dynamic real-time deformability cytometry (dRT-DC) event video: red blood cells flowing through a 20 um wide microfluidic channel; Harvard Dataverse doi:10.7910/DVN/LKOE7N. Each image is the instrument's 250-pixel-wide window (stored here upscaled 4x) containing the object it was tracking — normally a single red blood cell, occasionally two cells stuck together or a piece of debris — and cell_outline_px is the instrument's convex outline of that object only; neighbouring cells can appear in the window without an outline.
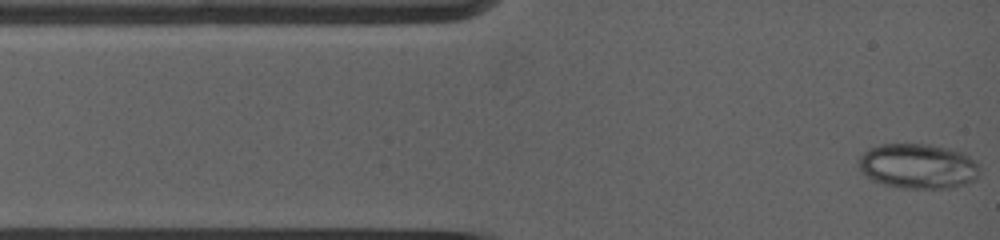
{"species": "common noctule bat (a hibernating species)", "species_latin": "Nyctalus noctula", "temperature_condition": "warm", "stored_images_in_passage": 70, "camera_frame_rate_fps": 5000, "um_per_image_px": 0.085, "animal": {"sex": "female", "body_mass_g": 19.0, "forearm_length_mm": 53.3}, "frame": {"image": 1, "passage_image": 1, "time_ms": 0.0, "image_size_px": [1000, 240], "cell_outline_px": [[980, 168], [976, 176], [972, 180], [964, 184], [948, 188], [904, 188], [884, 184], [872, 180], [860, 172], [860, 156], [868, 148], [880, 144], [932, 144], [964, 152], [980, 164]], "centroid_in_image_um": [78.03, 14.11], "position_along_channel_um": 7.0, "area_um2": 31.79}}
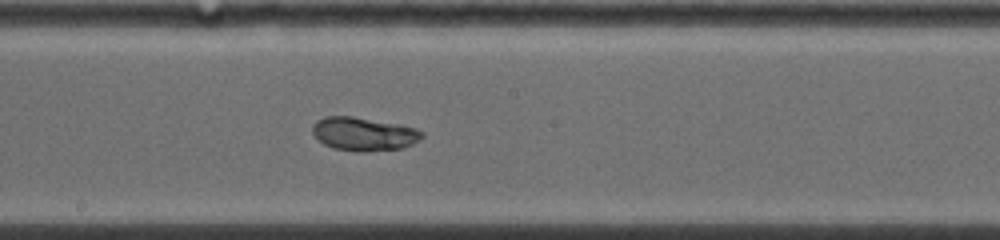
{"frame": {"image": 2, "passage_image": 32, "time_ms": 6.6, "image_size_px": [1000, 240], "cell_outline_px": [[424, 136], [420, 140], [412, 144], [400, 148], [364, 152], [360, 152], [332, 148], [324, 144], [312, 132], [312, 124], [316, 120], [324, 116], [352, 116], [396, 124], [416, 128], [424, 132]], "centroid_in_image_um": [30.91, 11.38], "position_along_channel_um": 217.3, "area_um2": 21.33}}
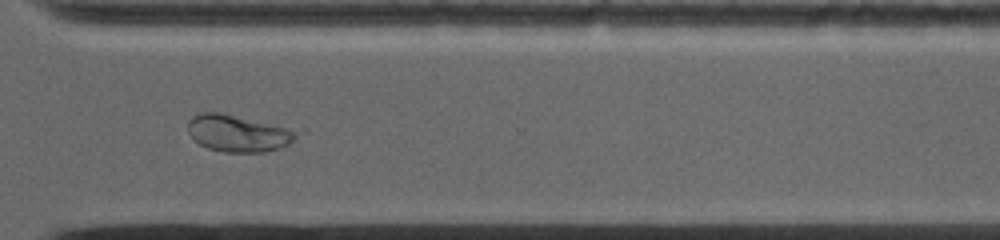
{"frame": {"image": 3, "passage_image": 56, "time_ms": 10.0, "image_size_px": [1000, 240], "cell_outline_px": [[304, 132], [288, 144], [280, 148], [264, 152], [224, 152], [208, 148], [192, 140], [188, 132], [188, 120], [192, 116], [200, 112], [220, 112], [304, 128]], "centroid_in_image_um": [20.37, 11.29], "position_along_channel_um": 350.2, "area_um2": 24.57}, "authors_computed_cell_mechanics": {"area_um2": 21.097, "velocity_mm_per_s": 3.9056, "shape_relaxation_time_tau1_ms": null, "shape_relaxation_time_tau2_ms": 3.4313, "deformation_change_tau1": null, "deformation_change_tau2": 0.0623}}